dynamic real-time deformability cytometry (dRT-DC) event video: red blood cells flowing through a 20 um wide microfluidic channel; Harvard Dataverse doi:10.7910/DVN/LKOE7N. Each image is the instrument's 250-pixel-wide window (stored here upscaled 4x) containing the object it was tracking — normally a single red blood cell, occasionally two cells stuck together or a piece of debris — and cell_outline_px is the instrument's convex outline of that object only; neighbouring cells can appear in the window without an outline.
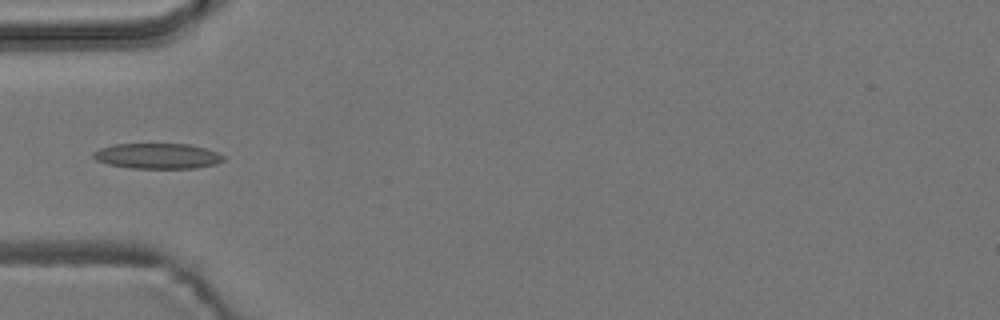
{"species": "common noctule bat (a hibernating species)", "species_latin": "Nyctalus noctula", "temperature_condition": "room temperature", "stored_images_in_passage": 9, "camera_frame_rate_fps": 3000, "um_per_image_px": 0.085, "animal": {"sex": "male", "body_mass_g": 19.2, "forearm_length_mm": 51.8}, "frame": {"image": 1, "passage_image": 3, "time_ms": 0.667, "image_size_px": [1000, 320], "cell_outline_px": [[224, 160], [216, 164], [196, 168], [132, 168], [108, 164], [96, 160], [92, 156], [92, 152], [100, 148], [112, 144], [188, 144], [204, 148], [216, 152], [224, 156]], "centroid_in_image_um": [13.36, 13.26], "position_along_channel_um": 71.6, "area_um2": 19.25}}
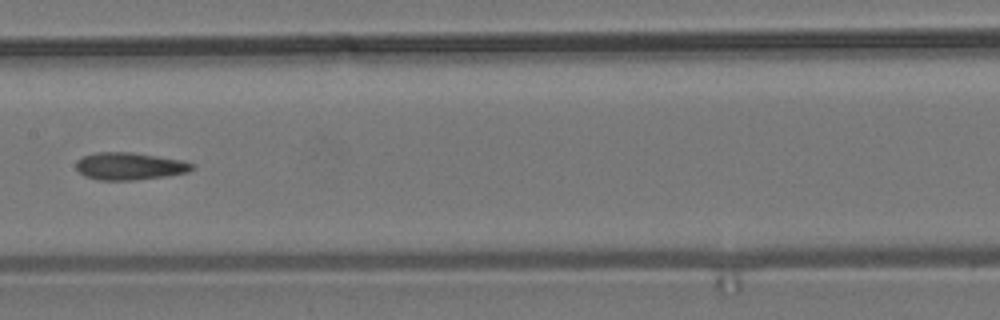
{"frame": {"image": 2, "passage_image": 6, "time_ms": 1.667, "image_size_px": [1000, 320], "cell_outline_px": [[196, 164], [188, 172], [168, 176], [132, 180], [100, 180], [84, 176], [76, 168], [76, 160], [84, 156], [96, 152], [132, 152], [180, 160]], "centroid_in_image_um": [11.0, 14.12], "position_along_channel_um": 196.4, "area_um2": 18.44}}
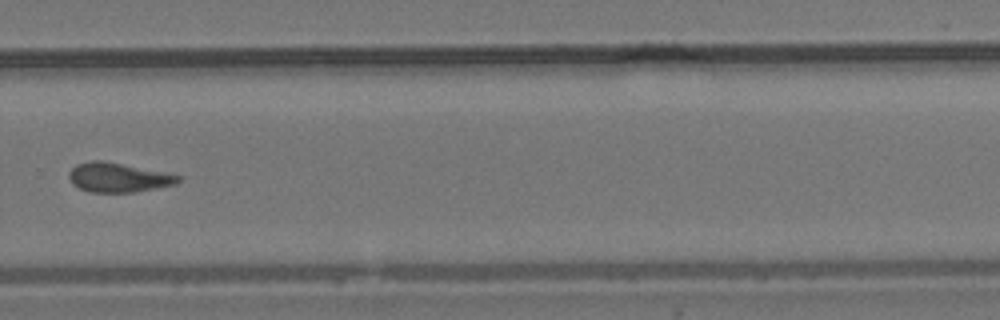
{"frame": {"image": 3, "passage_image": 9, "time_ms": 2.667, "image_size_px": [1000, 320], "cell_outline_px": [[180, 180], [176, 184], [132, 192], [88, 192], [72, 184], [68, 176], [68, 172], [76, 164], [92, 160], [104, 160], [180, 176]], "centroid_in_image_um": [9.97, 15.08], "position_along_channel_um": 319.8, "area_um2": 18.44}}